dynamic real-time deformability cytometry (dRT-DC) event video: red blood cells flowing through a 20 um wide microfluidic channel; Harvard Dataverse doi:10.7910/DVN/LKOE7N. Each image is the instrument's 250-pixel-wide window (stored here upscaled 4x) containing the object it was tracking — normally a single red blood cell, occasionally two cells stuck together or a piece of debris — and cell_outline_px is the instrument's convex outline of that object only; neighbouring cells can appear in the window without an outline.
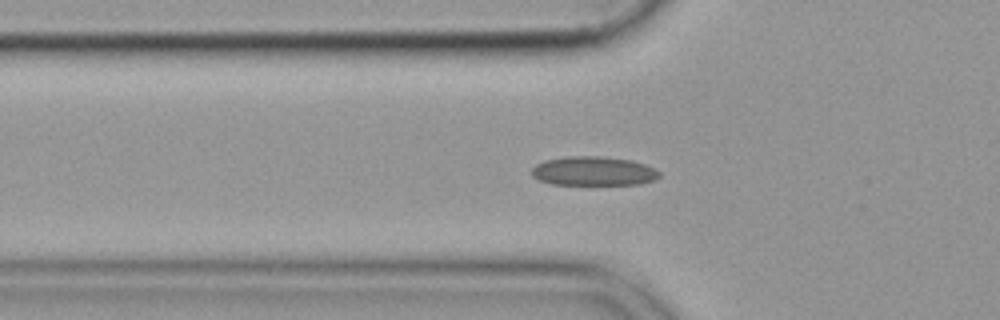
{"species": "common noctule bat (a hibernating species)", "species_latin": "Nyctalus noctula", "temperature_condition": "cold", "stored_images_in_passage": 44, "camera_frame_rate_fps": 3000, "um_per_image_px": 0.085, "animal": {"sex": "female", "body_mass_g": 19.9}, "frame": {"image": 1, "passage_image": 7, "time_ms": 2.0, "image_size_px": [1000, 320], "cell_outline_px": [[660, 176], [656, 180], [640, 184], [552, 184], [540, 180], [532, 176], [532, 168], [536, 164], [544, 160], [568, 156], [600, 156], [632, 160], [644, 164], [660, 172]], "centroid_in_image_um": [50.45, 14.54], "position_along_channel_um": 75.4, "area_um2": 21.62}}
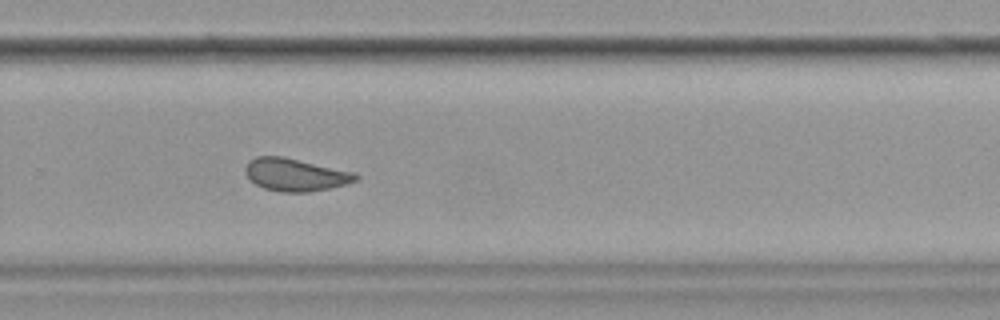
{"frame": {"image": 2, "passage_image": 26, "time_ms": 8.333, "image_size_px": [1000, 320], "cell_outline_px": [[360, 176], [356, 180], [344, 184], [328, 188], [308, 192], [280, 192], [264, 188], [256, 184], [244, 172], [244, 168], [248, 160], [256, 156], [280, 156], [356, 172]], "centroid_in_image_um": [25.08, 14.84], "position_along_channel_um": 304.7, "area_um2": 20.87}}